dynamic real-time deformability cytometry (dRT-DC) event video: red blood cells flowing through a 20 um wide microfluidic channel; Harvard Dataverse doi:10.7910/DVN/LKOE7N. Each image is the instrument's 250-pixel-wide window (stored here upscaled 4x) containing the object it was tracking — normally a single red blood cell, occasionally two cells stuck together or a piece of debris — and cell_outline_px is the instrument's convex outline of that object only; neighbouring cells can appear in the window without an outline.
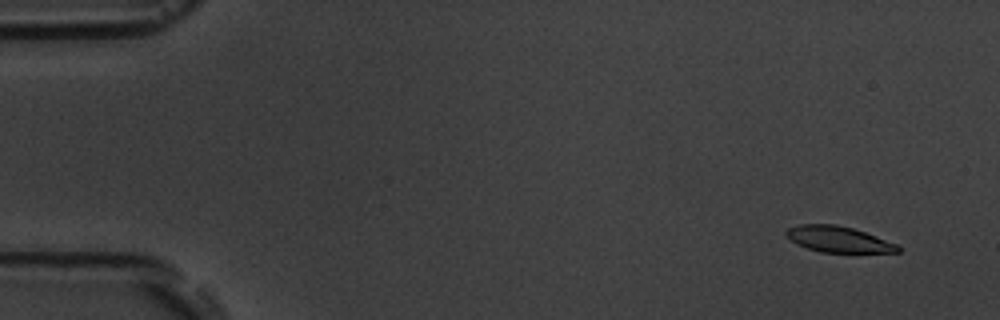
{"species": "common noctule bat (a hibernating species)", "species_latin": "Nyctalus noctula", "temperature_condition": "room temperature", "stored_images_in_passage": 5, "camera_frame_rate_fps": 3000, "um_per_image_px": 0.085, "animal": {"sex": "male", "body_mass_g": 19.5, "forearm_length_mm": 54.6}, "frame": {"image": 1, "passage_image": 1, "time_ms": 0.0, "image_size_px": [1000, 320], "cell_outline_px": [[900, 252], [820, 252], [796, 244], [784, 232], [788, 228], [800, 224], [836, 224], [852, 228], [876, 236], [896, 244], [900, 248]], "centroid_in_image_um": [71.24, 20.33], "position_along_channel_um": 13.8, "area_um2": 16.65}}
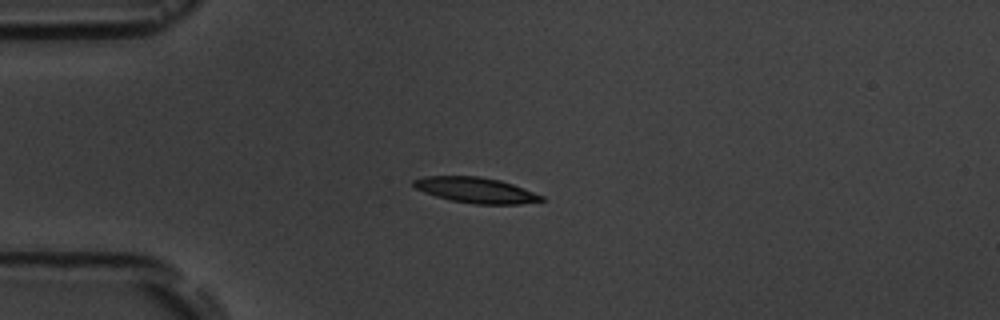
{"frame": {"image": 2, "passage_image": 4, "time_ms": 3.667, "image_size_px": [1000, 320], "cell_outline_px": [[544, 200], [520, 204], [476, 204], [452, 200], [436, 196], [424, 192], [416, 188], [412, 184], [412, 180], [424, 176], [480, 176], [500, 180], [524, 188], [544, 196]], "centroid_in_image_um": [40.44, 16.15], "position_along_channel_um": 44.6, "area_um2": 18.96}}